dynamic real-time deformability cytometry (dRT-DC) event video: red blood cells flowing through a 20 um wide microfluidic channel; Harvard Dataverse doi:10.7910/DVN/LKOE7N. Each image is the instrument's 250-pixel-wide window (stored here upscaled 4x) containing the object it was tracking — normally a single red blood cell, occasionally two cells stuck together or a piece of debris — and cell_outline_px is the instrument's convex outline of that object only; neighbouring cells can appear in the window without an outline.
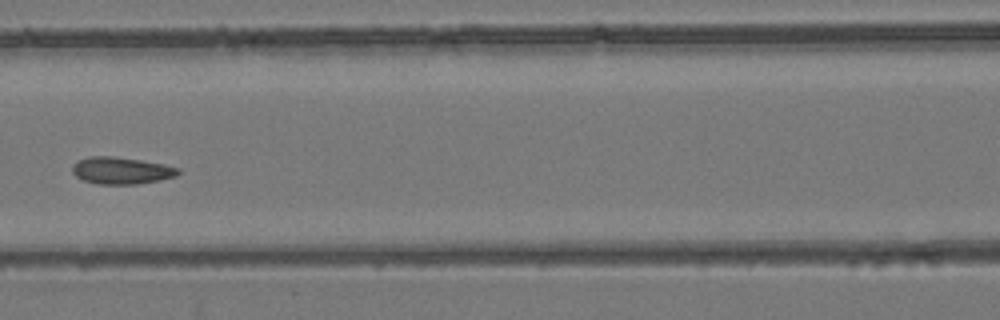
{"species": "common noctule bat (a hibernating species)", "species_latin": "Nyctalus noctula", "temperature_condition": "room temperature", "stored_images_in_passage": 8, "camera_frame_rate_fps": 3000, "um_per_image_px": 0.085, "animal": {"sex": "female", "body_mass_g": 24.6, "forearm_length_mm": 56.2}, "frame": {"image": 1, "passage_image": 7, "time_ms": 7.0, "image_size_px": [1000, 320], "cell_outline_px": [[180, 172], [176, 176], [160, 180], [136, 184], [96, 184], [84, 180], [76, 176], [72, 172], [72, 164], [76, 160], [88, 156], [112, 156], [140, 160], [164, 164], [180, 168]], "centroid_in_image_um": [10.29, 14.49], "position_along_channel_um": 156.3, "area_um2": 16.76}}
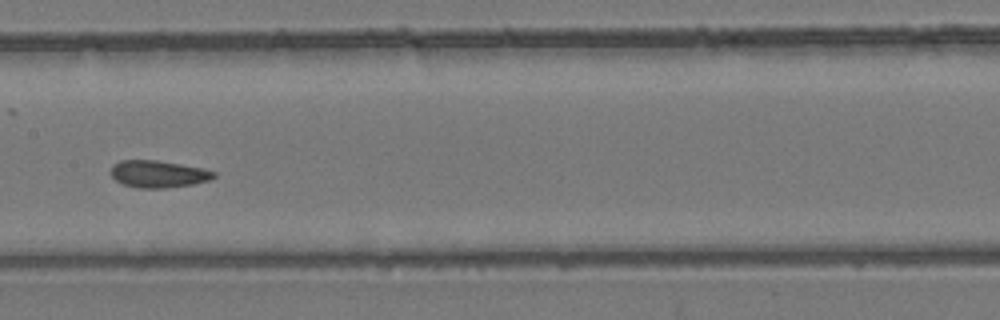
{"frame": {"image": 2, "passage_image": 8, "time_ms": 8.0, "image_size_px": [1000, 320], "cell_outline_px": [[216, 176], [208, 180], [192, 184], [164, 188], [136, 188], [124, 184], [116, 180], [112, 176], [112, 164], [120, 160], [156, 160], [180, 164], [200, 168], [216, 172]], "centroid_in_image_um": [13.43, 14.79], "position_along_channel_um": 194.0, "area_um2": 16.07}}